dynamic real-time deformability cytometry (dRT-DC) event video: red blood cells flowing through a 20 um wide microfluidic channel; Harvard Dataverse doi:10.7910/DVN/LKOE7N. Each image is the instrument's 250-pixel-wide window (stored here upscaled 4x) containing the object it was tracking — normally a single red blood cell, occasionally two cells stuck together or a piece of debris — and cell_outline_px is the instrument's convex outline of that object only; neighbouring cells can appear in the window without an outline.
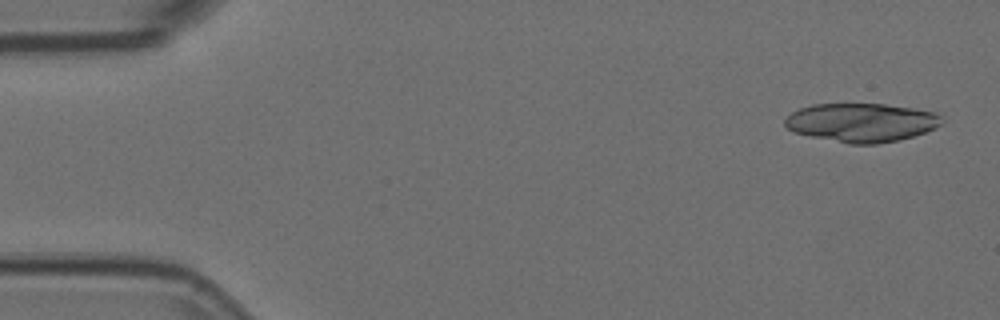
{"species": "Egyptian fruit bat (a non-hibernating species)", "species_latin": "Rousettus aegyptiacus", "temperature_condition": "room temperature", "stored_images_in_passage": 17, "camera_frame_rate_fps": 3000, "um_per_image_px": 0.085, "animal": {"sex": "female"}, "frame": {"image": 1, "passage_image": 2, "time_ms": 0.333, "image_size_px": [1000, 320], "cell_outline_px": [[944, 120], [936, 128], [900, 140], [876, 144], [848, 144], [792, 132], [784, 124], [784, 120], [792, 112], [800, 108], [812, 104], [884, 104], [912, 108], [936, 112], [944, 116]], "centroid_in_image_um": [73.24, 10.41], "position_along_channel_um": 11.8, "area_um2": 35.55}}